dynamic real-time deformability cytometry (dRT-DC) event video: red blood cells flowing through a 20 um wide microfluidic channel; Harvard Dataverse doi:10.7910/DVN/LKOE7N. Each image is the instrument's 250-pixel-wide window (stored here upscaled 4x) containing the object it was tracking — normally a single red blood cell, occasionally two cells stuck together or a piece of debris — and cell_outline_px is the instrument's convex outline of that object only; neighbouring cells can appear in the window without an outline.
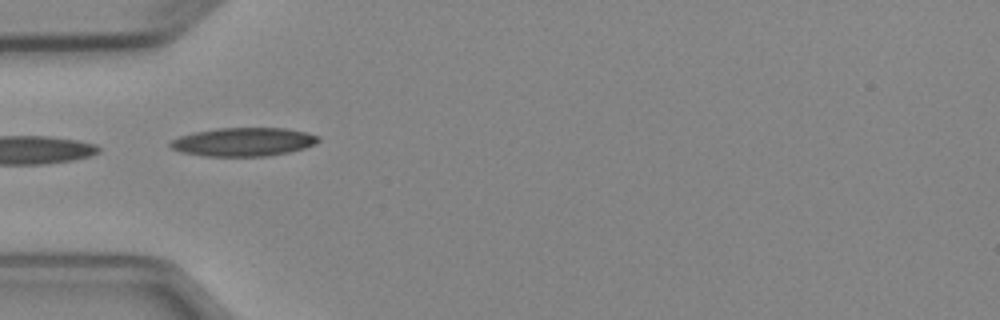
{"species": "Egyptian fruit bat (a non-hibernating species)", "species_latin": "Rousettus aegyptiacus", "temperature_condition": "cold", "stored_images_in_passage": 5, "camera_frame_rate_fps": 3000, "um_per_image_px": 0.085, "animal": {"sex": "female"}, "frame": {"image": 1, "passage_image": 4, "time_ms": 4.333, "image_size_px": [1000, 320], "cell_outline_px": [[320, 140], [316, 144], [304, 148], [288, 152], [268, 156], [204, 156], [180, 152], [172, 148], [168, 144], [172, 140], [180, 136], [196, 132], [216, 128], [284, 128], [304, 132], [320, 136]], "centroid_in_image_um": [20.7, 12.06], "position_along_channel_um": 64.3, "area_um2": 24.57}}
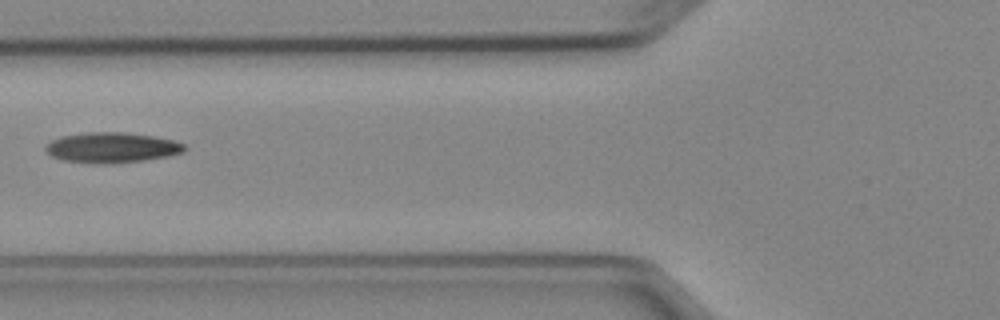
{"frame": {"image": 2, "passage_image": 5, "time_ms": 5.667, "image_size_px": [1000, 320], "cell_outline_px": [[188, 148], [184, 152], [168, 156], [144, 160], [112, 164], [92, 164], [64, 160], [52, 156], [44, 148], [52, 140], [60, 136], [88, 132], [124, 132], [152, 136], [172, 140], [184, 144]], "centroid_in_image_um": [9.51, 12.55], "position_along_channel_um": 116.3, "area_um2": 24.62}}